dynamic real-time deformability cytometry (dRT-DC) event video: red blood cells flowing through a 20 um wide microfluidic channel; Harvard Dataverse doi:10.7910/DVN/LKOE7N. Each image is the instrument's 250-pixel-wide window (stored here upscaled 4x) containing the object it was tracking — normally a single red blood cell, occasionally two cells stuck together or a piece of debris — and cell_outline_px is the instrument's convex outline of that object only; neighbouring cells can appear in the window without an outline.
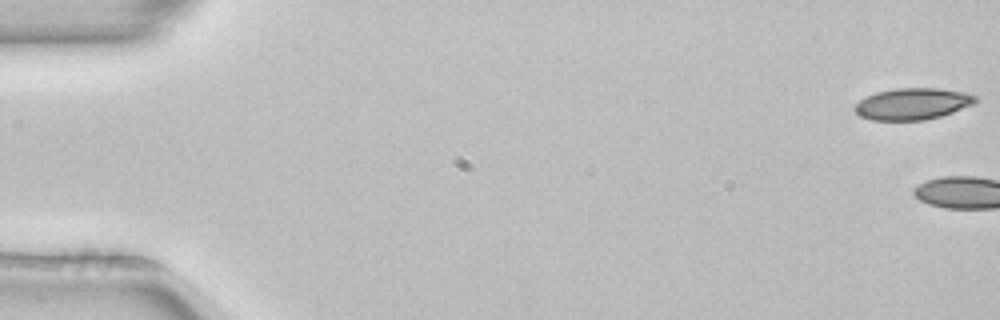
{"species": "common noctule bat (a hibernating species)", "species_latin": "Nyctalus noctula", "temperature_condition": "room temperature", "stored_images_in_passage": 4, "camera_frame_rate_fps": 3000, "um_per_image_px": 0.085, "animal": {"sex": "female", "body_mass_g": 22.7, "forearm_length_mm": 54.2}, "frame": {"image": 1, "passage_image": 1, "time_ms": 0.0, "image_size_px": [1000, 320], "cell_outline_px": [[980, 100], [972, 104], [952, 112], [940, 116], [924, 120], [872, 120], [860, 116], [852, 108], [860, 100], [876, 92], [896, 88], [940, 88], [964, 92], [976, 96]], "centroid_in_image_um": [77.57, 8.82], "position_along_channel_um": 7.4, "area_um2": 22.14}}